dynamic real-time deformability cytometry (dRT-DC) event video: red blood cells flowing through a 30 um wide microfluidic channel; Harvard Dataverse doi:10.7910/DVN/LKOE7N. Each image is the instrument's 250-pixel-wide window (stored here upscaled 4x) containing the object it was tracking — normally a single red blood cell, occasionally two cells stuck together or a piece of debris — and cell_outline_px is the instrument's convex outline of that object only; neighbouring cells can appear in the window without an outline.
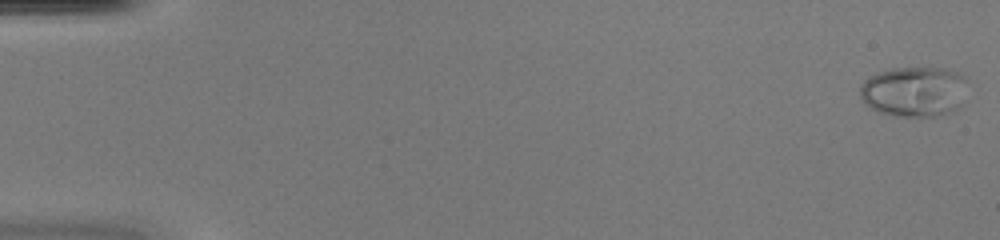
{"species": "common noctule bat (a hibernating species)", "species_latin": "Nyctalus noctula", "temperature_condition": "warm", "stored_images_in_passage": 51, "camera_frame_rate_fps": 3000, "um_per_image_px": 0.085, "animal": {"sex": "female", "body_mass_g": 20.0, "forearm_length_mm": 54.0}, "frame": {"image": 1, "passage_image": 1, "time_ms": 0.0, "image_size_px": [1000, 240], "cell_outline_px": [[968, 80], [964, 104], [940, 116], [896, 116], [880, 112], [864, 104], [860, 96], [860, 84], [868, 76], [892, 68], [948, 68], [964, 76]], "centroid_in_image_um": [77.73, 7.78], "position_along_channel_um": 7.3, "area_um2": 31.96}}
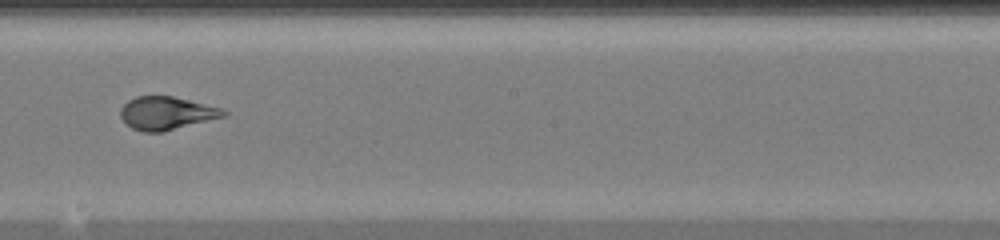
{"frame": {"image": 2, "passage_image": 30, "time_ms": 9.667, "image_size_px": [1000, 240], "cell_outline_px": [[228, 116], [164, 132], [144, 132], [132, 128], [120, 116], [120, 108], [128, 100], [136, 96], [172, 96], [220, 108], [228, 112]], "centroid_in_image_um": [14.17, 9.63], "position_along_channel_um": 234.0, "area_um2": 19.88}}
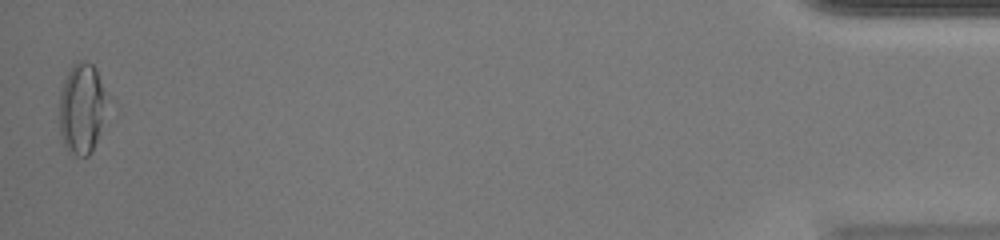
{"frame": {"image": 3, "passage_image": 51, "time_ms": 16.667, "image_size_px": [1000, 240], "cell_outline_px": [[100, 124], [96, 140], [92, 152], [88, 156], [76, 156], [68, 152], [64, 144], [60, 132], [60, 92], [64, 80], [72, 64], [80, 60], [92, 64], [96, 68], [100, 84]], "centroid_in_image_um": [6.83, 9.25], "position_along_channel_um": 428.4, "area_um2": 23.47}, "authors_computed_cell_mechanics": {"area_um2": 21.2126, "velocity_mm_per_s": 4.0333, "shape_relaxation_time_tau1_ms": 10.5559, "shape_relaxation_time_tau2_ms": null, "deformation_change_tau1": 0.3565, "deformation_change_tau2": null}}